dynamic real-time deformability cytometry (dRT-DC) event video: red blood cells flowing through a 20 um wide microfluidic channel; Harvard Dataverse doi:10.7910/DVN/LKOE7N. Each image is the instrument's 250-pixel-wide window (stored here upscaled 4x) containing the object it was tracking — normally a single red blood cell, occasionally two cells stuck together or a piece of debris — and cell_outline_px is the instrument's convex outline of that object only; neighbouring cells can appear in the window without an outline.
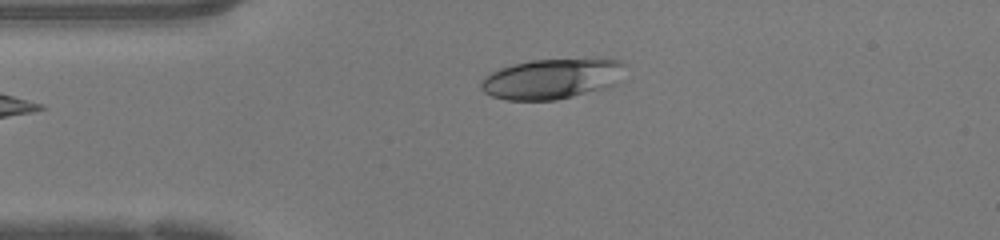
{"species": "human", "species_latin": "Homo sapiens", "temperature_condition": "warm", "stored_images_in_passage": 37, "camera_frame_rate_fps": 3000, "um_per_image_px": 0.085, "donor": {"sex": "female"}, "frame": {"image": 1, "passage_image": 1, "time_ms": 0.0, "image_size_px": [1000, 240], "cell_outline_px": [[628, 64], [612, 84], [604, 88], [556, 100], [508, 100], [492, 96], [484, 92], [480, 88], [480, 80], [484, 76], [500, 68], [512, 64], [532, 60], [620, 60]], "centroid_in_image_um": [46.82, 6.71], "position_along_channel_um": 38.2, "area_um2": 33.18}}
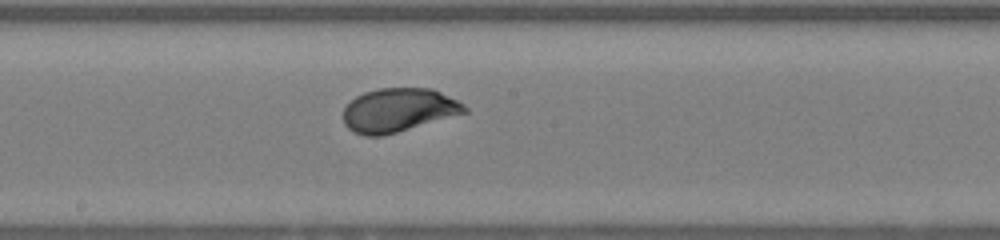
{"frame": {"image": 2, "passage_image": 15, "time_ms": 4.667, "image_size_px": [1000, 240], "cell_outline_px": [[468, 112], [384, 136], [364, 136], [352, 132], [344, 124], [344, 108], [356, 96], [364, 92], [380, 88], [432, 88], [464, 104], [468, 108]], "centroid_in_image_um": [33.86, 9.37], "position_along_channel_um": 214.3, "area_um2": 30.92}}
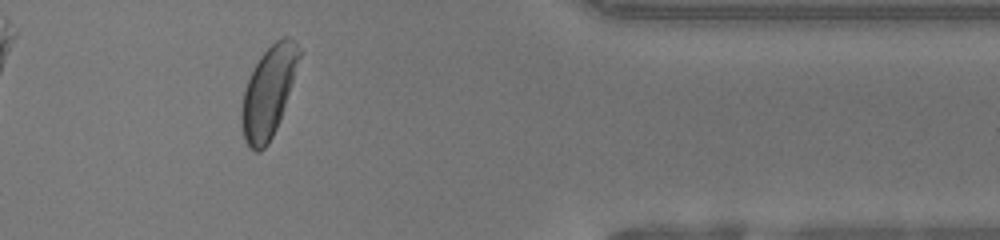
{"frame": {"image": 3, "passage_image": 29, "time_ms": 9.333, "image_size_px": [1000, 240], "cell_outline_px": [[300, 56], [280, 120], [268, 144], [260, 152], [256, 152], [244, 140], [240, 124], [240, 112], [244, 88], [260, 56], [276, 40], [284, 36], [288, 36], [296, 44], [300, 52]], "centroid_in_image_um": [22.78, 7.85], "position_along_channel_um": 388.6, "area_um2": 29.88}, "authors_computed_cell_mechanics": {"area_um2": 30.9808, "velocity_mm_per_s": 4.2811, "shape_relaxation_time_tau1_ms": 2.7541, "shape_relaxation_time_tau2_ms": null, "deformation_change_tau1": 0.1652, "deformation_change_tau2": null}}